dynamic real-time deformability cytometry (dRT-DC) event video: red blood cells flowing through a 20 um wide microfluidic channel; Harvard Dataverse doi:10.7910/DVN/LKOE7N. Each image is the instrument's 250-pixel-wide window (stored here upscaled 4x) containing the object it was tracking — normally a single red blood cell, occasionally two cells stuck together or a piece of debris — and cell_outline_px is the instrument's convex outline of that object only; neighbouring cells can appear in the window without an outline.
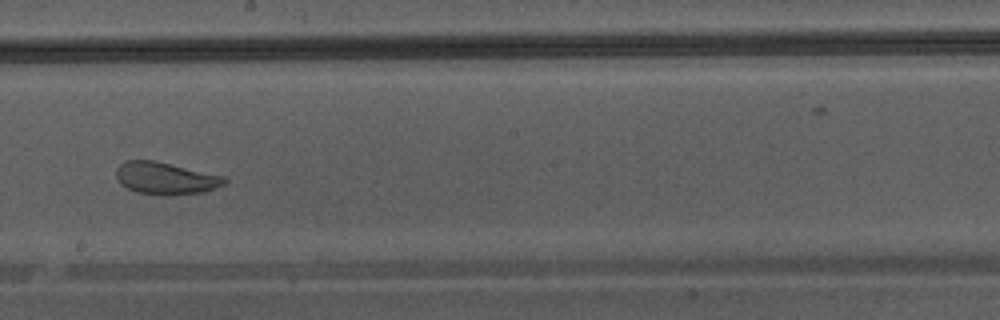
{"species": "Egyptian fruit bat (a non-hibernating species)", "species_latin": "Rousettus aegyptiacus", "temperature_condition": "warm", "stored_images_in_passage": 48, "camera_frame_rate_fps": 3000, "um_per_image_px": 0.085, "animal": {"sex": "male"}, "frame": {"image": 1, "passage_image": 28, "time_ms": 9.0, "image_size_px": [1000, 320], "cell_outline_px": [[228, 180], [224, 184], [216, 188], [204, 192], [168, 196], [164, 196], [136, 192], [120, 184], [116, 176], [116, 168], [120, 164], [128, 160], [156, 160], [224, 176]], "centroid_in_image_um": [14.08, 15.16], "position_along_channel_um": 234.1, "area_um2": 20.58}}
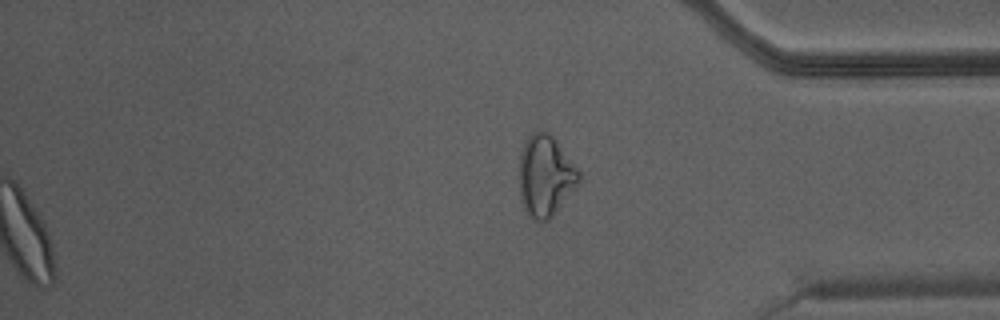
{"frame": {"image": 2, "passage_image": 48, "time_ms": 15.667, "image_size_px": [1000, 320], "cell_outline_px": [[580, 184], [548, 220], [532, 220], [528, 216], [520, 200], [520, 156], [524, 140], [532, 132], [540, 128], [548, 132], [556, 140], [580, 172]], "centroid_in_image_um": [46.36, 14.93], "position_along_channel_um": 388.8, "area_um2": 28.38}}